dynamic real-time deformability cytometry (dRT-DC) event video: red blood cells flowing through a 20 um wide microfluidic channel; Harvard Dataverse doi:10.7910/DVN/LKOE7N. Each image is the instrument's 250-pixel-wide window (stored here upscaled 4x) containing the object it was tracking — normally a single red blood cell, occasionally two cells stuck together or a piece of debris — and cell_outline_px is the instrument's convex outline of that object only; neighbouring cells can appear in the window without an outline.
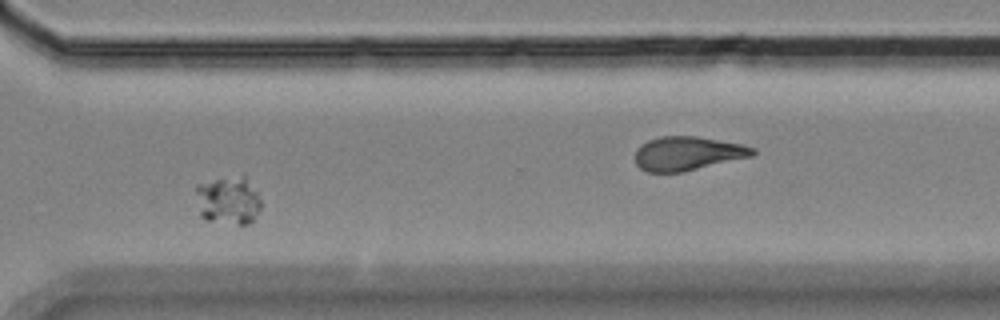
{"species": "Egyptian fruit bat (a non-hibernating species)", "species_latin": "Rousettus aegyptiacus", "temperature_condition": "room temperature", "stored_images_in_passage": 17, "camera_frame_rate_fps": 3000, "um_per_image_px": 0.085, "animal": {"sex": "female"}, "frame": {"image": 1, "passage_image": 12, "time_ms": 12.667, "image_size_px": [1000, 320], "cell_outline_px": [[260, 208], [252, 220], [248, 224], [240, 224], [208, 220], [200, 216], [196, 192], [196, 184], [216, 180], [244, 176], [256, 192], [260, 200]], "centroid_in_image_um": [19.38, 17.05], "position_along_channel_um": 351.2, "area_um2": 17.63}}
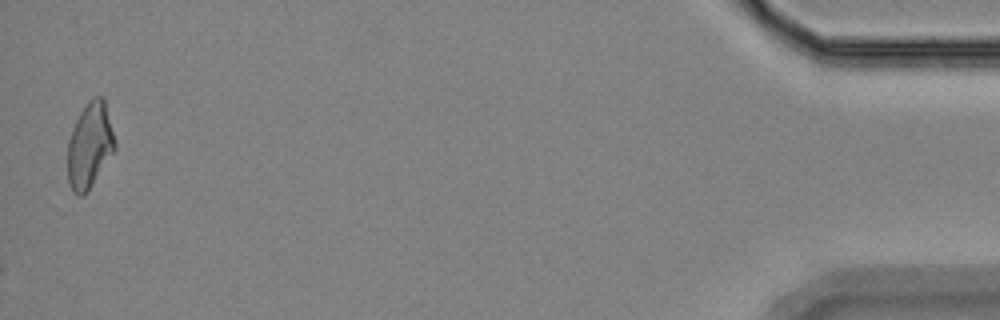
{"frame": {"image": 2, "passage_image": 17, "time_ms": 18.333, "image_size_px": [1000, 320], "cell_outline_px": [[116, 148], [88, 188], [80, 196], [72, 192], [68, 184], [68, 140], [76, 120], [80, 112], [88, 100], [92, 96], [104, 96], [116, 144]], "centroid_in_image_um": [7.62, 12.29], "position_along_channel_um": 427.6, "area_um2": 23.18}}